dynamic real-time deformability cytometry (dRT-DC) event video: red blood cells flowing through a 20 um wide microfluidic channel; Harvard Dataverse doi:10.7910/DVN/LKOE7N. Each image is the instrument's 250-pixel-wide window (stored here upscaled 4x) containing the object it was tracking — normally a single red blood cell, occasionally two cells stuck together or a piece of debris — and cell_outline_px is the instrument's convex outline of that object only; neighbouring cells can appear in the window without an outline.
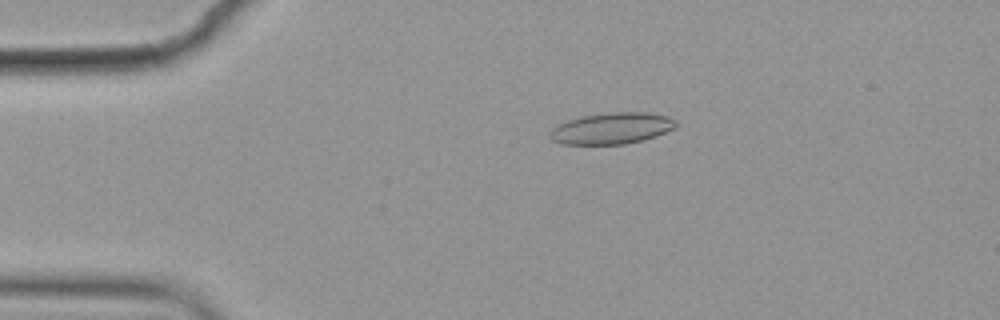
{"species": "common noctule bat (a hibernating species)", "species_latin": "Nyctalus noctula", "temperature_condition": "cold", "stored_images_in_passage": 51, "camera_frame_rate_fps": 3000, "um_per_image_px": 0.085, "animal": {"sex": "female", "body_mass_g": 19.9}, "frame": {"image": 1, "passage_image": 6, "time_ms": 1.667, "image_size_px": [1000, 320], "cell_outline_px": [[676, 128], [656, 136], [644, 140], [624, 144], [560, 144], [552, 140], [548, 136], [552, 128], [556, 124], [580, 116], [608, 112], [648, 112], [668, 116], [676, 120]], "centroid_in_image_um": [51.99, 10.9], "position_along_channel_um": 33.0, "area_um2": 23.35}}
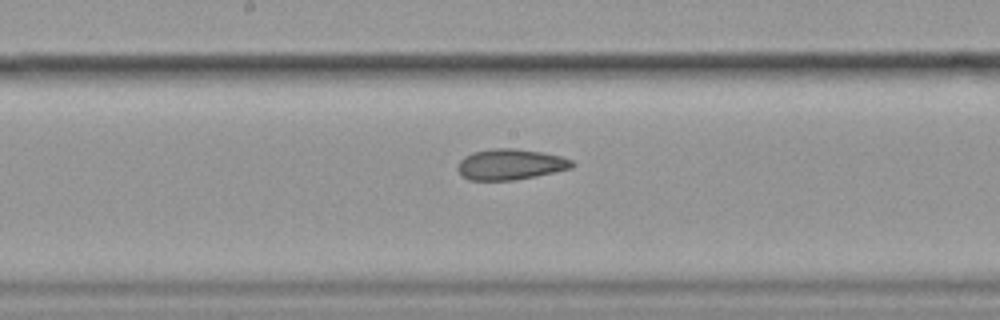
{"frame": {"image": 2, "passage_image": 24, "time_ms": 7.667, "image_size_px": [1000, 320], "cell_outline_px": [[576, 164], [572, 168], [536, 176], [516, 180], [468, 180], [460, 176], [456, 168], [460, 160], [464, 156], [472, 152], [492, 148], [512, 148], [544, 152], [560, 156], [572, 160]], "centroid_in_image_um": [43.35, 13.97], "position_along_channel_um": 204.8, "area_um2": 20.81}}
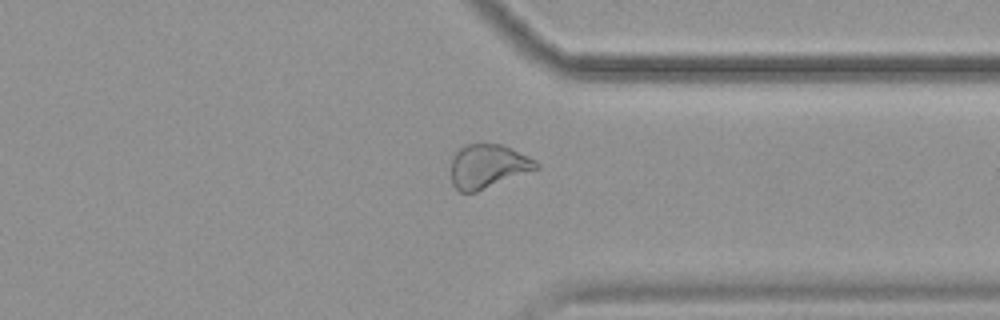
{"frame": {"image": 3, "passage_image": 38, "time_ms": 12.333, "image_size_px": [1000, 320], "cell_outline_px": [[540, 168], [476, 192], [460, 192], [452, 184], [452, 156], [464, 144], [500, 144], [528, 156], [536, 160], [540, 164]], "centroid_in_image_um": [41.48, 14.13], "position_along_channel_um": 369.9, "area_um2": 21.68}, "authors_computed_cell_mechanics": {"area_um2": 22.4842, "velocity_mm_per_s": 3.5675, "shape_relaxation_time_tau1_ms": 9.9497, "shape_relaxation_time_tau2_ms": 3.3825, "deformation_change_tau1": 0.169, "deformation_change_tau2": 0.1}}